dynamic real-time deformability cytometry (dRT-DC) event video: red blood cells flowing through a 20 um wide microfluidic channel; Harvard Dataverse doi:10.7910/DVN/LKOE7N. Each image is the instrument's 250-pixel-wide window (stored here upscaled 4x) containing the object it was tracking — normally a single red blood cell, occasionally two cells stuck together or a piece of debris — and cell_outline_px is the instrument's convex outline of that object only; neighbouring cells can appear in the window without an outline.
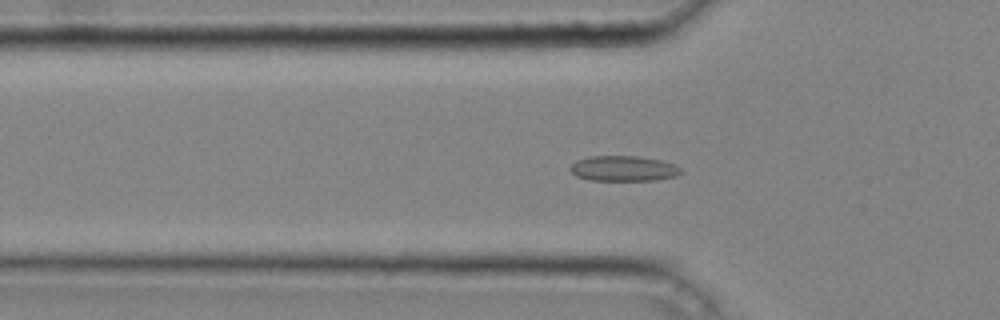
{"species": "common noctule bat (a hibernating species)", "species_latin": "Nyctalus noctula", "temperature_condition": "cold", "stored_images_in_passage": 43, "camera_frame_rate_fps": 3000, "um_per_image_px": 0.085, "animal": {"sex": "male", "body_mass_g": 20.4}, "frame": {"image": 1, "passage_image": 15, "time_ms": 4.667, "image_size_px": [1000, 320], "cell_outline_px": [[684, 172], [676, 176], [656, 180], [588, 180], [576, 176], [568, 168], [576, 160], [588, 156], [636, 156], [660, 160], [676, 164]], "centroid_in_image_um": [53.0, 14.32], "position_along_channel_um": 72.8, "area_um2": 16.47}}
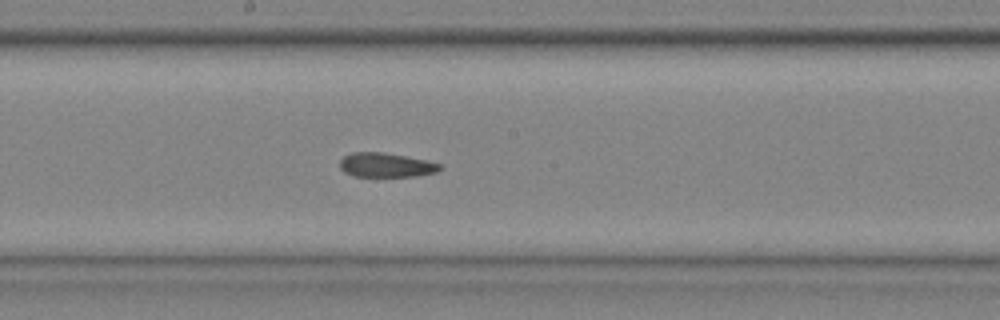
{"frame": {"image": 2, "passage_image": 25, "time_ms": 8.0, "image_size_px": [1000, 320], "cell_outline_px": [[444, 168], [436, 172], [416, 176], [352, 176], [344, 172], [340, 168], [340, 160], [344, 156], [352, 152], [384, 152], [424, 160], [440, 164]], "centroid_in_image_um": [32.79, 14.03], "position_along_channel_um": 215.4, "area_um2": 14.1}}
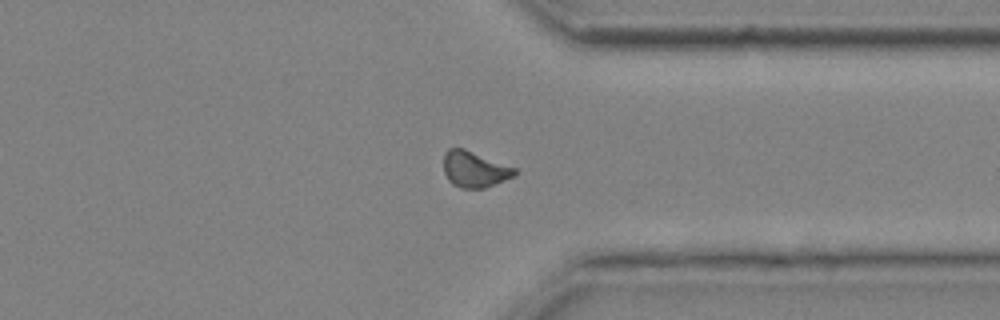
{"frame": {"image": 3, "passage_image": 36, "time_ms": 11.667, "image_size_px": [1000, 320], "cell_outline_px": [[516, 176], [484, 188], [460, 188], [452, 184], [448, 180], [444, 172], [444, 152], [448, 148], [464, 148], [516, 168]], "centroid_in_image_um": [40.33, 14.39], "position_along_channel_um": 371.1, "area_um2": 14.97}, "authors_computed_cell_mechanics": {"area_um2": 15.1436, "velocity_mm_per_s": 4.2745, "shape_relaxation_time_tau1_ms": null, "shape_relaxation_time_tau2_ms": 2.824, "deformation_change_tau1": null, "deformation_change_tau2": 0.0783}}